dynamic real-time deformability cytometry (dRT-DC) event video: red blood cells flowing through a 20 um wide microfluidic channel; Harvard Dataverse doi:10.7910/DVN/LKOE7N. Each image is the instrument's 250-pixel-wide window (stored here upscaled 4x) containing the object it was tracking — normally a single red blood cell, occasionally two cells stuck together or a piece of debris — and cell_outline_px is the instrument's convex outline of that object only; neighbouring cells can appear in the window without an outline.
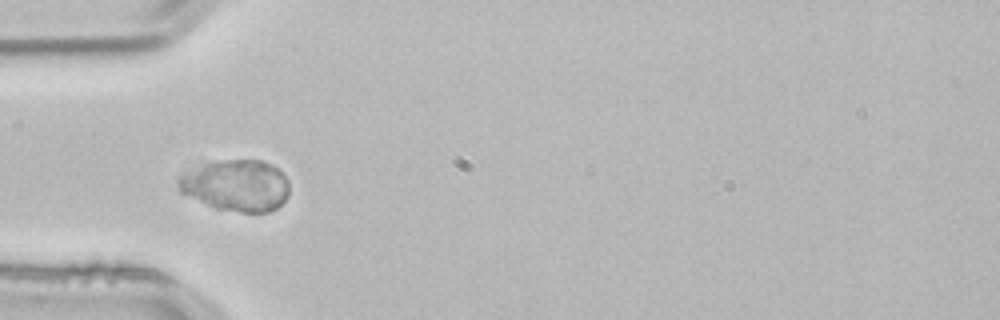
{"species": "common noctule bat (a hibernating species)", "species_latin": "Nyctalus noctula", "temperature_condition": "room temperature", "stored_images_in_passage": 43, "camera_frame_rate_fps": 3000, "um_per_image_px": 0.085, "animal": {"sex": "male", "body_mass_g": 21.5, "forearm_length_mm": 52.0}, "frame": {"image": 1, "passage_image": 6, "time_ms": 1.667, "image_size_px": [1000, 320], "cell_outline_px": [[288, 196], [276, 208], [268, 212], [240, 212], [216, 208], [180, 192], [176, 180], [184, 172], [204, 164], [228, 160], [264, 160], [272, 164], [288, 180]], "centroid_in_image_um": [20.08, 15.76], "position_along_channel_um": 64.9, "area_um2": 32.95}}
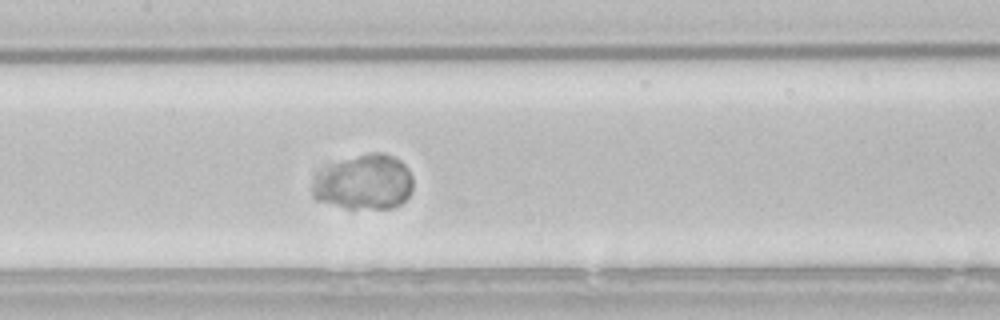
{"frame": {"image": 2, "passage_image": 15, "time_ms": 4.667, "image_size_px": [1000, 320], "cell_outline_px": [[412, 192], [400, 204], [392, 208], [344, 208], [316, 200], [312, 196], [312, 184], [316, 172], [324, 164], [368, 152], [384, 152], [400, 160], [408, 168], [412, 176]], "centroid_in_image_um": [30.89, 15.46], "position_along_channel_um": 176.5, "area_um2": 33.06}}
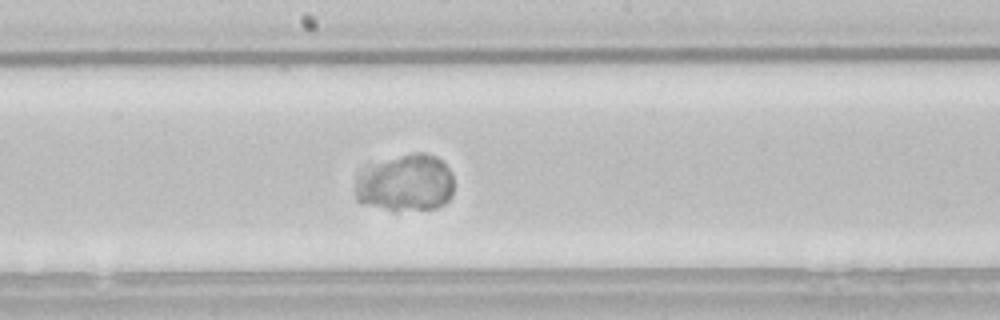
{"frame": {"image": 3, "passage_image": 18, "time_ms": 5.667, "image_size_px": [1000, 320], "cell_outline_px": [[452, 196], [444, 204], [436, 208], [396, 212], [356, 200], [356, 176], [368, 168], [416, 152], [424, 152], [436, 156], [448, 168], [452, 176]], "centroid_in_image_um": [34.52, 15.61], "position_along_channel_um": 213.7, "area_um2": 32.14}}